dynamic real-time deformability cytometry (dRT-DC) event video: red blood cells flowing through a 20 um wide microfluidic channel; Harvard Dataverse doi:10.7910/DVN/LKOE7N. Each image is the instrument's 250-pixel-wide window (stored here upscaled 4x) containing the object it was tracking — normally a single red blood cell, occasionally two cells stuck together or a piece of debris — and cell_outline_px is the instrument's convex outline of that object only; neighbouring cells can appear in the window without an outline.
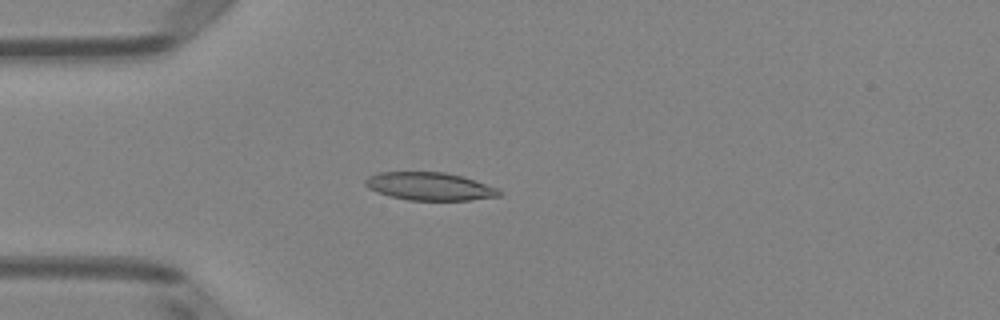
{"species": "Egyptian fruit bat (a non-hibernating species)", "species_latin": "Rousettus aegyptiacus", "temperature_condition": "room temperature", "stored_images_in_passage": 51, "camera_frame_rate_fps": 3000, "um_per_image_px": 0.085, "animal": {"sex": "female"}, "frame": {"image": 1, "passage_image": 14, "time_ms": 4.333, "image_size_px": [1000, 320], "cell_outline_px": [[504, 192], [500, 196], [472, 200], [408, 200], [388, 196], [368, 188], [364, 184], [364, 180], [368, 176], [380, 172], [444, 172], [460, 176], [500, 188]], "centroid_in_image_um": [36.54, 15.85], "position_along_channel_um": 48.5, "area_um2": 21.91}}
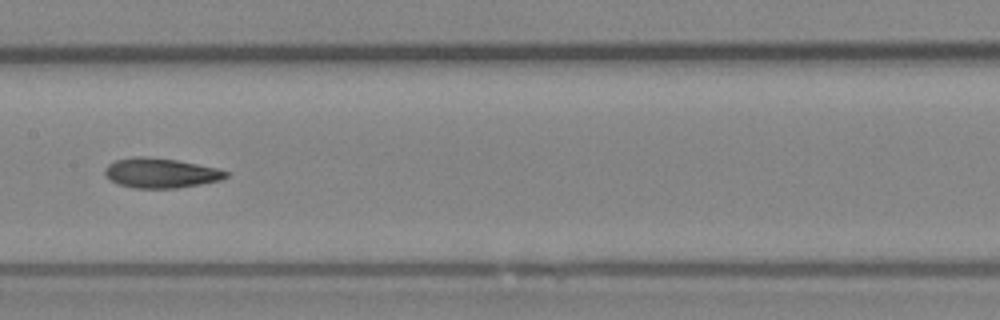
{"frame": {"image": 2, "passage_image": 26, "time_ms": 8.333, "image_size_px": [1000, 320], "cell_outline_px": [[228, 176], [220, 180], [200, 184], [176, 188], [132, 188], [116, 184], [104, 172], [104, 168], [108, 164], [116, 160], [132, 156], [144, 156], [176, 160], [216, 168], [228, 172]], "centroid_in_image_um": [13.62, 14.7], "position_along_channel_um": 193.8, "area_um2": 20.92}}
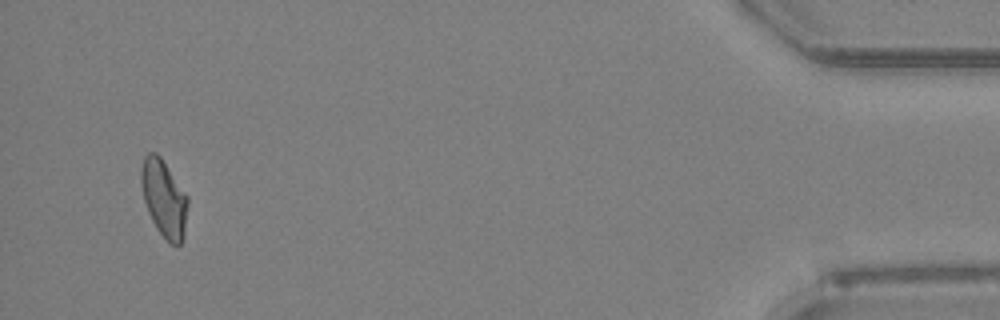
{"frame": {"image": 3, "passage_image": 49, "time_ms": 16.0, "image_size_px": [1000, 320], "cell_outline_px": [[188, 204], [184, 236], [180, 244], [172, 244], [156, 228], [148, 212], [144, 200], [140, 184], [140, 172], [144, 156], [148, 152], [156, 152], [160, 156], [188, 196]], "centroid_in_image_um": [13.93, 16.83], "position_along_channel_um": 421.3, "area_um2": 20.87}, "authors_computed_cell_mechanics": {"area_um2": 21.1548, "velocity_mm_per_s": 3.9795, "shape_relaxation_time_tau1_ms": 10.8553, "shape_relaxation_time_tau2_ms": 3.7413, "deformation_change_tau1": 0.1998, "deformation_change_tau2": 0.1125}}